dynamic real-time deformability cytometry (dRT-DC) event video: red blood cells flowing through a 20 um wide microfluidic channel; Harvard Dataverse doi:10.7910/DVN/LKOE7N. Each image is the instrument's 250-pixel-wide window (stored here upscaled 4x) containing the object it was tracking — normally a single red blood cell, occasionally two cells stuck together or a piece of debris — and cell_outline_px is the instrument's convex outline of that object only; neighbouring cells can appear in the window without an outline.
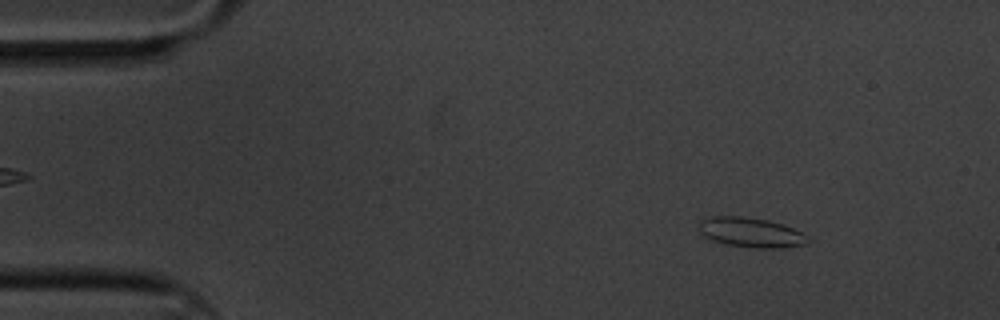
{"species": "common noctule bat (a hibernating species)", "species_latin": "Nyctalus noctula", "temperature_condition": "cold", "stored_images_in_passage": 5, "camera_frame_rate_fps": 3000, "um_per_image_px": 0.085, "animal": {"sex": "male", "body_mass_g": 20.1, "forearm_length_mm": 53.5}, "frame": {"image": 1, "passage_image": 2, "time_ms": 0.333, "image_size_px": [1000, 320], "cell_outline_px": [[812, 240], [804, 244], [780, 248], [756, 248], [728, 244], [712, 240], [704, 236], [700, 232], [700, 220], [712, 216], [744, 216], [768, 220], [792, 228], [808, 236]], "centroid_in_image_um": [63.83, 19.75], "position_along_channel_um": 21.2, "area_um2": 18.73}}
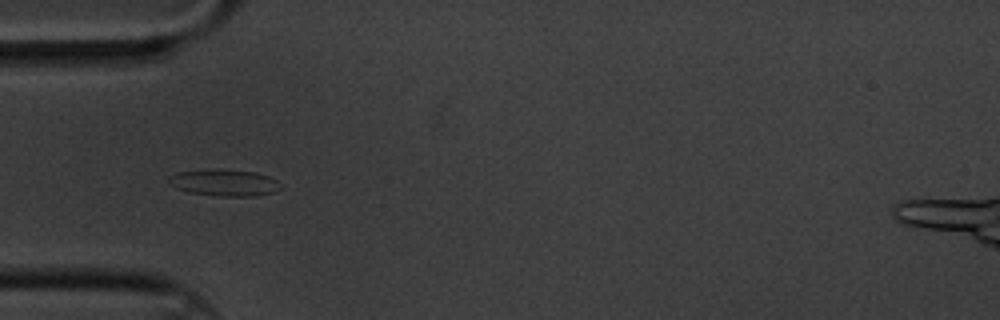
{"frame": {"image": 2, "passage_image": 5, "time_ms": 1.333, "image_size_px": [1000, 320], "cell_outline_px": [[280, 188], [272, 192], [256, 196], [220, 196], [188, 192], [176, 188], [168, 184], [168, 176], [176, 172], [212, 168], [256, 172], [268, 176], [276, 180]], "centroid_in_image_um": [18.99, 15.51], "position_along_channel_um": 66.0, "area_um2": 17.46}}